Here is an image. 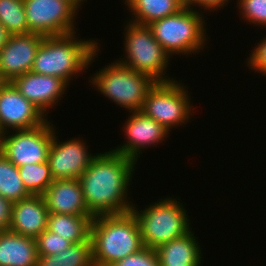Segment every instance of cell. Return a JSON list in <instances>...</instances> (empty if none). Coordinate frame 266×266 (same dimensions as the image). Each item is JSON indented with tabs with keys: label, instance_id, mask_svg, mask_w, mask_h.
Here are the masks:
<instances>
[{
	"label": "cell",
	"instance_id": "obj_19",
	"mask_svg": "<svg viewBox=\"0 0 266 266\" xmlns=\"http://www.w3.org/2000/svg\"><path fill=\"white\" fill-rule=\"evenodd\" d=\"M37 260L34 238L0 231V266H37Z\"/></svg>",
	"mask_w": 266,
	"mask_h": 266
},
{
	"label": "cell",
	"instance_id": "obj_15",
	"mask_svg": "<svg viewBox=\"0 0 266 266\" xmlns=\"http://www.w3.org/2000/svg\"><path fill=\"white\" fill-rule=\"evenodd\" d=\"M16 89L32 102L46 117L49 109L62 100L68 84L56 76L37 74L32 71L24 73L11 82Z\"/></svg>",
	"mask_w": 266,
	"mask_h": 266
},
{
	"label": "cell",
	"instance_id": "obj_7",
	"mask_svg": "<svg viewBox=\"0 0 266 266\" xmlns=\"http://www.w3.org/2000/svg\"><path fill=\"white\" fill-rule=\"evenodd\" d=\"M124 54L117 61L130 69L149 75L156 82L176 80L167 74L171 62L169 54L154 39L148 25L125 21ZM169 76V77H168Z\"/></svg>",
	"mask_w": 266,
	"mask_h": 266
},
{
	"label": "cell",
	"instance_id": "obj_24",
	"mask_svg": "<svg viewBox=\"0 0 266 266\" xmlns=\"http://www.w3.org/2000/svg\"><path fill=\"white\" fill-rule=\"evenodd\" d=\"M25 188L31 195H43L54 181L48 162L18 167Z\"/></svg>",
	"mask_w": 266,
	"mask_h": 266
},
{
	"label": "cell",
	"instance_id": "obj_25",
	"mask_svg": "<svg viewBox=\"0 0 266 266\" xmlns=\"http://www.w3.org/2000/svg\"><path fill=\"white\" fill-rule=\"evenodd\" d=\"M0 23L11 35L28 33L23 0H0Z\"/></svg>",
	"mask_w": 266,
	"mask_h": 266
},
{
	"label": "cell",
	"instance_id": "obj_5",
	"mask_svg": "<svg viewBox=\"0 0 266 266\" xmlns=\"http://www.w3.org/2000/svg\"><path fill=\"white\" fill-rule=\"evenodd\" d=\"M205 18L198 9L184 7L178 13L154 21L148 26L154 39L170 57L179 54L189 57L203 51L208 42Z\"/></svg>",
	"mask_w": 266,
	"mask_h": 266
},
{
	"label": "cell",
	"instance_id": "obj_6",
	"mask_svg": "<svg viewBox=\"0 0 266 266\" xmlns=\"http://www.w3.org/2000/svg\"><path fill=\"white\" fill-rule=\"evenodd\" d=\"M114 61L89 76L91 87L94 86L97 92L127 112L141 111L148 90L156 81L145 73L136 72L117 60Z\"/></svg>",
	"mask_w": 266,
	"mask_h": 266
},
{
	"label": "cell",
	"instance_id": "obj_21",
	"mask_svg": "<svg viewBox=\"0 0 266 266\" xmlns=\"http://www.w3.org/2000/svg\"><path fill=\"white\" fill-rule=\"evenodd\" d=\"M131 13L130 21L149 25L161 18L174 15L184 8L177 0H123Z\"/></svg>",
	"mask_w": 266,
	"mask_h": 266
},
{
	"label": "cell",
	"instance_id": "obj_22",
	"mask_svg": "<svg viewBox=\"0 0 266 266\" xmlns=\"http://www.w3.org/2000/svg\"><path fill=\"white\" fill-rule=\"evenodd\" d=\"M37 266H94L91 241L71 244L55 255H38Z\"/></svg>",
	"mask_w": 266,
	"mask_h": 266
},
{
	"label": "cell",
	"instance_id": "obj_18",
	"mask_svg": "<svg viewBox=\"0 0 266 266\" xmlns=\"http://www.w3.org/2000/svg\"><path fill=\"white\" fill-rule=\"evenodd\" d=\"M194 231L155 249L159 266H201L204 257ZM197 239V240H196ZM202 258V259H201Z\"/></svg>",
	"mask_w": 266,
	"mask_h": 266
},
{
	"label": "cell",
	"instance_id": "obj_29",
	"mask_svg": "<svg viewBox=\"0 0 266 266\" xmlns=\"http://www.w3.org/2000/svg\"><path fill=\"white\" fill-rule=\"evenodd\" d=\"M257 43V45L255 43L256 47L254 46V49L251 50L249 57L247 56L246 67L266 77V37H262Z\"/></svg>",
	"mask_w": 266,
	"mask_h": 266
},
{
	"label": "cell",
	"instance_id": "obj_32",
	"mask_svg": "<svg viewBox=\"0 0 266 266\" xmlns=\"http://www.w3.org/2000/svg\"><path fill=\"white\" fill-rule=\"evenodd\" d=\"M11 36L9 31L0 23V50L7 44Z\"/></svg>",
	"mask_w": 266,
	"mask_h": 266
},
{
	"label": "cell",
	"instance_id": "obj_9",
	"mask_svg": "<svg viewBox=\"0 0 266 266\" xmlns=\"http://www.w3.org/2000/svg\"><path fill=\"white\" fill-rule=\"evenodd\" d=\"M53 135L54 126L48 119L31 129L8 131L2 133L0 152L16 167L43 163L48 160Z\"/></svg>",
	"mask_w": 266,
	"mask_h": 266
},
{
	"label": "cell",
	"instance_id": "obj_33",
	"mask_svg": "<svg viewBox=\"0 0 266 266\" xmlns=\"http://www.w3.org/2000/svg\"><path fill=\"white\" fill-rule=\"evenodd\" d=\"M68 3H70L78 12L81 10L82 4H84V1L87 2V0H66ZM79 9V10H78Z\"/></svg>",
	"mask_w": 266,
	"mask_h": 266
},
{
	"label": "cell",
	"instance_id": "obj_12",
	"mask_svg": "<svg viewBox=\"0 0 266 266\" xmlns=\"http://www.w3.org/2000/svg\"><path fill=\"white\" fill-rule=\"evenodd\" d=\"M46 117L28 101L11 82H0V131L31 129L43 124Z\"/></svg>",
	"mask_w": 266,
	"mask_h": 266
},
{
	"label": "cell",
	"instance_id": "obj_16",
	"mask_svg": "<svg viewBox=\"0 0 266 266\" xmlns=\"http://www.w3.org/2000/svg\"><path fill=\"white\" fill-rule=\"evenodd\" d=\"M49 211L42 195L12 203L9 231L36 239L47 229Z\"/></svg>",
	"mask_w": 266,
	"mask_h": 266
},
{
	"label": "cell",
	"instance_id": "obj_20",
	"mask_svg": "<svg viewBox=\"0 0 266 266\" xmlns=\"http://www.w3.org/2000/svg\"><path fill=\"white\" fill-rule=\"evenodd\" d=\"M93 218V215L49 213L47 229L72 244L91 241L90 231Z\"/></svg>",
	"mask_w": 266,
	"mask_h": 266
},
{
	"label": "cell",
	"instance_id": "obj_31",
	"mask_svg": "<svg viewBox=\"0 0 266 266\" xmlns=\"http://www.w3.org/2000/svg\"><path fill=\"white\" fill-rule=\"evenodd\" d=\"M12 203L0 196V231L10 226Z\"/></svg>",
	"mask_w": 266,
	"mask_h": 266
},
{
	"label": "cell",
	"instance_id": "obj_2",
	"mask_svg": "<svg viewBox=\"0 0 266 266\" xmlns=\"http://www.w3.org/2000/svg\"><path fill=\"white\" fill-rule=\"evenodd\" d=\"M76 33L78 31L67 35L44 37L31 71L59 77L68 85L73 77L83 75V72H86L84 70L90 68L95 58H98L101 43L99 45L98 39H82L76 36Z\"/></svg>",
	"mask_w": 266,
	"mask_h": 266
},
{
	"label": "cell",
	"instance_id": "obj_1",
	"mask_svg": "<svg viewBox=\"0 0 266 266\" xmlns=\"http://www.w3.org/2000/svg\"><path fill=\"white\" fill-rule=\"evenodd\" d=\"M138 162L112 150L100 152L78 179L88 211L99 215L132 210L128 195Z\"/></svg>",
	"mask_w": 266,
	"mask_h": 266
},
{
	"label": "cell",
	"instance_id": "obj_30",
	"mask_svg": "<svg viewBox=\"0 0 266 266\" xmlns=\"http://www.w3.org/2000/svg\"><path fill=\"white\" fill-rule=\"evenodd\" d=\"M231 1V0H230ZM229 0H189L188 7L196 10L195 7L200 8L198 11L201 10V13L203 12L202 9H204V12L206 10L208 13L211 11H217L220 10L221 8L224 9V6H228V3H230ZM193 6V7H192Z\"/></svg>",
	"mask_w": 266,
	"mask_h": 266
},
{
	"label": "cell",
	"instance_id": "obj_27",
	"mask_svg": "<svg viewBox=\"0 0 266 266\" xmlns=\"http://www.w3.org/2000/svg\"><path fill=\"white\" fill-rule=\"evenodd\" d=\"M35 240L38 255H55L72 244L70 241L48 229L43 231Z\"/></svg>",
	"mask_w": 266,
	"mask_h": 266
},
{
	"label": "cell",
	"instance_id": "obj_28",
	"mask_svg": "<svg viewBox=\"0 0 266 266\" xmlns=\"http://www.w3.org/2000/svg\"><path fill=\"white\" fill-rule=\"evenodd\" d=\"M111 266H159V260L155 249L144 247L139 252L116 261Z\"/></svg>",
	"mask_w": 266,
	"mask_h": 266
},
{
	"label": "cell",
	"instance_id": "obj_10",
	"mask_svg": "<svg viewBox=\"0 0 266 266\" xmlns=\"http://www.w3.org/2000/svg\"><path fill=\"white\" fill-rule=\"evenodd\" d=\"M28 33L44 37L61 36L77 31L78 11L66 0H23Z\"/></svg>",
	"mask_w": 266,
	"mask_h": 266
},
{
	"label": "cell",
	"instance_id": "obj_13",
	"mask_svg": "<svg viewBox=\"0 0 266 266\" xmlns=\"http://www.w3.org/2000/svg\"><path fill=\"white\" fill-rule=\"evenodd\" d=\"M128 115L122 127L127 140L111 150L137 162L142 150L163 143L170 132L142 111L130 112Z\"/></svg>",
	"mask_w": 266,
	"mask_h": 266
},
{
	"label": "cell",
	"instance_id": "obj_26",
	"mask_svg": "<svg viewBox=\"0 0 266 266\" xmlns=\"http://www.w3.org/2000/svg\"><path fill=\"white\" fill-rule=\"evenodd\" d=\"M240 19L247 24L266 27V0H236ZM246 20V21H245ZM266 30V28H265Z\"/></svg>",
	"mask_w": 266,
	"mask_h": 266
},
{
	"label": "cell",
	"instance_id": "obj_4",
	"mask_svg": "<svg viewBox=\"0 0 266 266\" xmlns=\"http://www.w3.org/2000/svg\"><path fill=\"white\" fill-rule=\"evenodd\" d=\"M178 199L167 195V198L145 205L143 210L134 203L131 211L138 221L144 247L156 249L192 230L186 207Z\"/></svg>",
	"mask_w": 266,
	"mask_h": 266
},
{
	"label": "cell",
	"instance_id": "obj_8",
	"mask_svg": "<svg viewBox=\"0 0 266 266\" xmlns=\"http://www.w3.org/2000/svg\"><path fill=\"white\" fill-rule=\"evenodd\" d=\"M186 87L178 80L155 82L148 90L141 111L169 132H173V128L180 129L194 116L191 94Z\"/></svg>",
	"mask_w": 266,
	"mask_h": 266
},
{
	"label": "cell",
	"instance_id": "obj_34",
	"mask_svg": "<svg viewBox=\"0 0 266 266\" xmlns=\"http://www.w3.org/2000/svg\"><path fill=\"white\" fill-rule=\"evenodd\" d=\"M183 7H188L189 0H177Z\"/></svg>",
	"mask_w": 266,
	"mask_h": 266
},
{
	"label": "cell",
	"instance_id": "obj_17",
	"mask_svg": "<svg viewBox=\"0 0 266 266\" xmlns=\"http://www.w3.org/2000/svg\"><path fill=\"white\" fill-rule=\"evenodd\" d=\"M42 196L49 213L92 215L85 204L78 179L54 180Z\"/></svg>",
	"mask_w": 266,
	"mask_h": 266
},
{
	"label": "cell",
	"instance_id": "obj_14",
	"mask_svg": "<svg viewBox=\"0 0 266 266\" xmlns=\"http://www.w3.org/2000/svg\"><path fill=\"white\" fill-rule=\"evenodd\" d=\"M44 36L36 33L12 35L0 50V82H12L30 72Z\"/></svg>",
	"mask_w": 266,
	"mask_h": 266
},
{
	"label": "cell",
	"instance_id": "obj_11",
	"mask_svg": "<svg viewBox=\"0 0 266 266\" xmlns=\"http://www.w3.org/2000/svg\"><path fill=\"white\" fill-rule=\"evenodd\" d=\"M54 126V135L48 155V164L54 180L79 179L98 153H90L83 138L59 141Z\"/></svg>",
	"mask_w": 266,
	"mask_h": 266
},
{
	"label": "cell",
	"instance_id": "obj_3",
	"mask_svg": "<svg viewBox=\"0 0 266 266\" xmlns=\"http://www.w3.org/2000/svg\"><path fill=\"white\" fill-rule=\"evenodd\" d=\"M90 239L94 266H111L144 248L138 221L132 211L95 216Z\"/></svg>",
	"mask_w": 266,
	"mask_h": 266
},
{
	"label": "cell",
	"instance_id": "obj_23",
	"mask_svg": "<svg viewBox=\"0 0 266 266\" xmlns=\"http://www.w3.org/2000/svg\"><path fill=\"white\" fill-rule=\"evenodd\" d=\"M0 196L15 203L28 198L31 194L27 191L20 177L18 167L10 162L0 152Z\"/></svg>",
	"mask_w": 266,
	"mask_h": 266
}]
</instances>
